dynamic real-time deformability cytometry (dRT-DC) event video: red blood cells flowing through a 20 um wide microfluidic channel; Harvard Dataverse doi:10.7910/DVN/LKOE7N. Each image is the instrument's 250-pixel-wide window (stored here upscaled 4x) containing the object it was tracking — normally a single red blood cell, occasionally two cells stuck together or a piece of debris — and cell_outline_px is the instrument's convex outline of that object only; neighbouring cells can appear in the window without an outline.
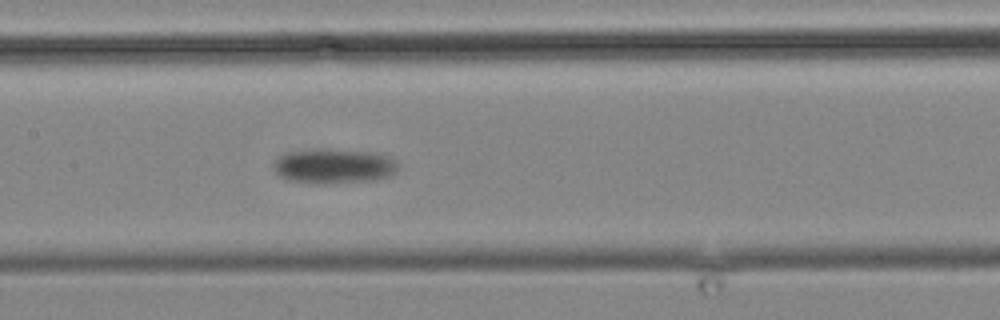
{"species": "common noctule bat (a hibernating species)", "species_latin": "Nyctalus noctula", "temperature_condition": "cold", "stored_images_in_passage": 13, "camera_frame_rate_fps": 3000, "um_per_image_px": 0.085, "animal": {"sex": "male", "body_mass_g": 19.2, "forearm_length_mm": 51.8}, "frame": {"image": 1, "passage_image": 13, "time_ms": 15.0, "image_size_px": [1000, 320], "cell_outline_px": [[400, 168], [392, 176], [376, 180], [332, 184], [320, 184], [292, 180], [280, 176], [276, 172], [276, 160], [280, 156], [288, 152], [372, 152], [388, 156], [396, 160]], "centroid_in_image_um": [28.51, 14.19], "position_along_channel_um": 178.9, "area_um2": 24.22}}